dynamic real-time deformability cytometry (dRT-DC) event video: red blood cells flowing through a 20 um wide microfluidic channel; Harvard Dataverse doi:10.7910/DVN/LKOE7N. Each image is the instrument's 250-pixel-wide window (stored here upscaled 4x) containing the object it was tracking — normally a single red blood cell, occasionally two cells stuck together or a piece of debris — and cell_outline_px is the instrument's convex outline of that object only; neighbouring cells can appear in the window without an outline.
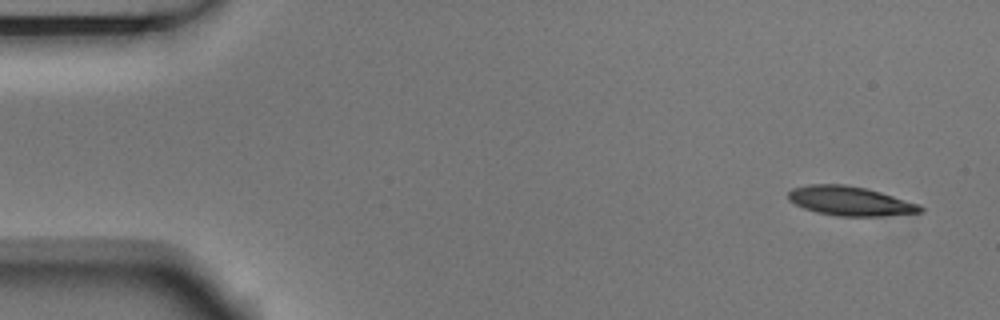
{"species": "Egyptian fruit bat (a non-hibernating species)", "species_latin": "Rousettus aegyptiacus", "temperature_condition": "room temperature", "stored_images_in_passage": 7, "camera_frame_rate_fps": 3000, "um_per_image_px": 0.085, "animal": {"sex": "male"}, "frame": {"image": 1, "passage_image": 1, "time_ms": 0.0, "image_size_px": [1000, 320], "cell_outline_px": [[924, 212], [880, 216], [836, 216], [816, 212], [804, 208], [788, 200], [788, 192], [792, 188], [808, 184], [844, 184], [864, 188], [880, 192], [920, 204], [924, 208]], "centroid_in_image_um": [72.25, 17.09], "position_along_channel_um": 12.7, "area_um2": 22.54}}
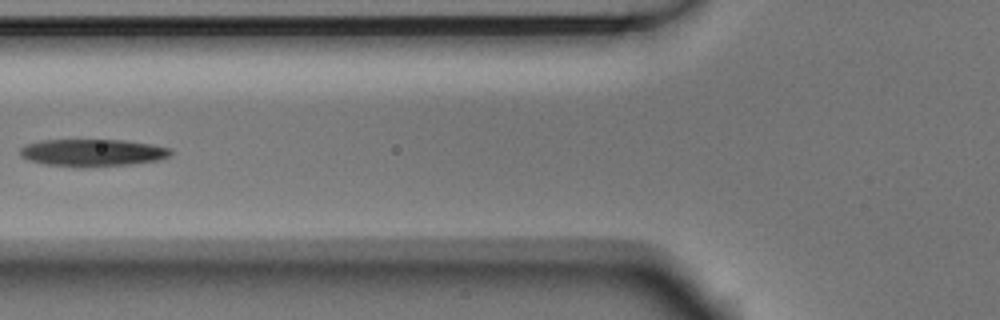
{"frame": {"image": 2, "passage_image": 6, "time_ms": 1.667, "image_size_px": [1000, 320], "cell_outline_px": [[172, 152], [168, 156], [156, 160], [128, 164], [88, 168], [76, 168], [44, 164], [28, 160], [20, 156], [20, 148], [24, 144], [40, 140], [124, 140], [152, 144], [172, 148]], "centroid_in_image_um": [7.8, 12.98], "position_along_channel_um": 118.0, "area_um2": 24.28}}
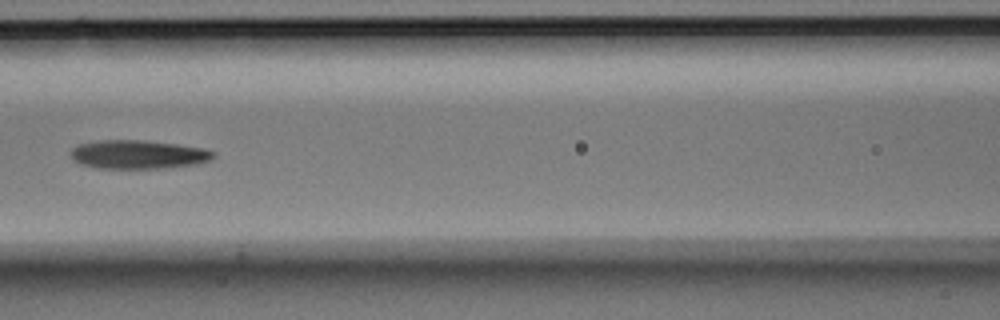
{"frame": {"image": 3, "passage_image": 7, "time_ms": 2.0, "image_size_px": [1000, 320], "cell_outline_px": [[216, 156], [208, 160], [196, 164], [168, 168], [96, 168], [80, 164], [72, 160], [72, 148], [76, 144], [96, 140], [144, 140], [176, 144], [204, 148], [216, 152]], "centroid_in_image_um": [11.73, 13.12], "position_along_channel_um": 154.9, "area_um2": 24.04}}